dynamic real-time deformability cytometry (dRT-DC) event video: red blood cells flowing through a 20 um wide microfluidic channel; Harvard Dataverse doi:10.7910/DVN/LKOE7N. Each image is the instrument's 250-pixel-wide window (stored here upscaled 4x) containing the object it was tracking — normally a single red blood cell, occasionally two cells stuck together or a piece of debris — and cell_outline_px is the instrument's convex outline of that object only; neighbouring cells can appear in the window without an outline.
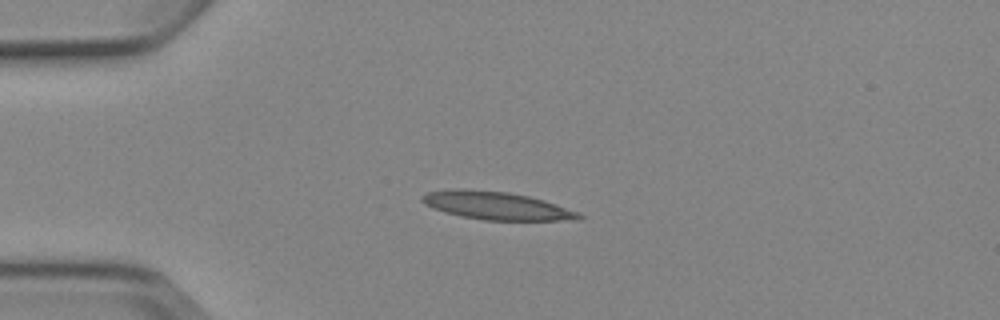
{"species": "Egyptian fruit bat (a non-hibernating species)", "species_latin": "Rousettus aegyptiacus", "temperature_condition": "cold", "stored_images_in_passage": 5, "camera_frame_rate_fps": 3000, "um_per_image_px": 0.085, "animal": {"sex": "female"}, "frame": {"image": 1, "passage_image": 4, "time_ms": 3.667, "image_size_px": [1000, 320], "cell_outline_px": [[584, 216], [580, 220], [484, 220], [460, 216], [444, 212], [432, 208], [424, 204], [420, 200], [420, 196], [428, 192], [452, 188], [464, 188], [508, 192], [528, 196], [544, 200], [580, 212]], "centroid_in_image_um": [42.18, 17.47], "position_along_channel_um": 42.8, "area_um2": 25.84}}